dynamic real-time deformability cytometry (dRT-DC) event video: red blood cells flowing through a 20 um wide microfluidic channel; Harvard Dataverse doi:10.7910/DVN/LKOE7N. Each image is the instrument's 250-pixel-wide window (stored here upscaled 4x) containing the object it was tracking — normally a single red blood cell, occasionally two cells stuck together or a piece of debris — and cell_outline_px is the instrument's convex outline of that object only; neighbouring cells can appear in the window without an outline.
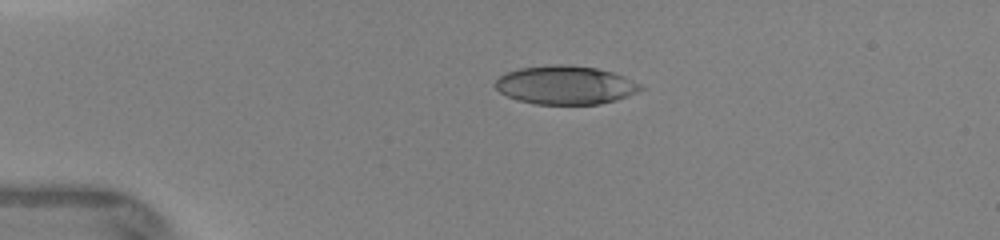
{"species": "human", "species_latin": "Homo sapiens", "temperature_condition": "warm", "stored_images_in_passage": 10, "camera_frame_rate_fps": 3000, "um_per_image_px": 0.085, "donor": {"sex": "female"}, "frame": {"image": 1, "passage_image": 4, "time_ms": 3.0, "image_size_px": [1000, 240], "cell_outline_px": [[644, 88], [640, 92], [616, 100], [600, 104], [536, 104], [516, 100], [500, 92], [492, 84], [500, 76], [508, 72], [520, 68], [552, 64], [564, 64], [596, 68], [616, 72], [640, 84]], "centroid_in_image_um": [48.08, 7.23], "position_along_channel_um": 36.9, "area_um2": 32.89}}